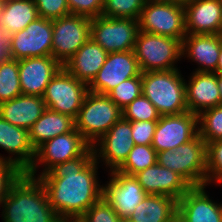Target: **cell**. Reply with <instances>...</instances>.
Wrapping results in <instances>:
<instances>
[{
    "label": "cell",
    "instance_id": "8fae6325",
    "mask_svg": "<svg viewBox=\"0 0 222 222\" xmlns=\"http://www.w3.org/2000/svg\"><path fill=\"white\" fill-rule=\"evenodd\" d=\"M52 35L53 20L36 18L25 29L7 37L9 58L52 56Z\"/></svg>",
    "mask_w": 222,
    "mask_h": 222
},
{
    "label": "cell",
    "instance_id": "277c9868",
    "mask_svg": "<svg viewBox=\"0 0 222 222\" xmlns=\"http://www.w3.org/2000/svg\"><path fill=\"white\" fill-rule=\"evenodd\" d=\"M157 163L178 173L192 187L207 185V143L199 134L174 150L157 153Z\"/></svg>",
    "mask_w": 222,
    "mask_h": 222
},
{
    "label": "cell",
    "instance_id": "ab89813d",
    "mask_svg": "<svg viewBox=\"0 0 222 222\" xmlns=\"http://www.w3.org/2000/svg\"><path fill=\"white\" fill-rule=\"evenodd\" d=\"M22 172L13 164L0 160V205L11 185L18 179Z\"/></svg>",
    "mask_w": 222,
    "mask_h": 222
},
{
    "label": "cell",
    "instance_id": "7bdbcfd3",
    "mask_svg": "<svg viewBox=\"0 0 222 222\" xmlns=\"http://www.w3.org/2000/svg\"><path fill=\"white\" fill-rule=\"evenodd\" d=\"M217 83L219 87L220 97H221V105H222V74H217Z\"/></svg>",
    "mask_w": 222,
    "mask_h": 222
},
{
    "label": "cell",
    "instance_id": "7c38bea8",
    "mask_svg": "<svg viewBox=\"0 0 222 222\" xmlns=\"http://www.w3.org/2000/svg\"><path fill=\"white\" fill-rule=\"evenodd\" d=\"M91 18L69 14L53 20L52 57L66 63L90 38Z\"/></svg>",
    "mask_w": 222,
    "mask_h": 222
},
{
    "label": "cell",
    "instance_id": "5b68a950",
    "mask_svg": "<svg viewBox=\"0 0 222 222\" xmlns=\"http://www.w3.org/2000/svg\"><path fill=\"white\" fill-rule=\"evenodd\" d=\"M122 117V110L107 96L88 92L78 112L75 129L92 146Z\"/></svg>",
    "mask_w": 222,
    "mask_h": 222
},
{
    "label": "cell",
    "instance_id": "2e32d148",
    "mask_svg": "<svg viewBox=\"0 0 222 222\" xmlns=\"http://www.w3.org/2000/svg\"><path fill=\"white\" fill-rule=\"evenodd\" d=\"M107 179L109 182L102 184L103 198L121 219L126 220L147 193L134 176L113 170L109 172Z\"/></svg>",
    "mask_w": 222,
    "mask_h": 222
},
{
    "label": "cell",
    "instance_id": "ee69618b",
    "mask_svg": "<svg viewBox=\"0 0 222 222\" xmlns=\"http://www.w3.org/2000/svg\"><path fill=\"white\" fill-rule=\"evenodd\" d=\"M61 222H82L80 219H66V220H61Z\"/></svg>",
    "mask_w": 222,
    "mask_h": 222
},
{
    "label": "cell",
    "instance_id": "60d3db41",
    "mask_svg": "<svg viewBox=\"0 0 222 222\" xmlns=\"http://www.w3.org/2000/svg\"><path fill=\"white\" fill-rule=\"evenodd\" d=\"M6 37L0 30V64L9 58L8 44L6 42Z\"/></svg>",
    "mask_w": 222,
    "mask_h": 222
},
{
    "label": "cell",
    "instance_id": "836d02e7",
    "mask_svg": "<svg viewBox=\"0 0 222 222\" xmlns=\"http://www.w3.org/2000/svg\"><path fill=\"white\" fill-rule=\"evenodd\" d=\"M122 117L128 121H158L160 114L153 103L142 94L122 110Z\"/></svg>",
    "mask_w": 222,
    "mask_h": 222
},
{
    "label": "cell",
    "instance_id": "6da1fadb",
    "mask_svg": "<svg viewBox=\"0 0 222 222\" xmlns=\"http://www.w3.org/2000/svg\"><path fill=\"white\" fill-rule=\"evenodd\" d=\"M99 167L91 146L82 156L57 164L38 177L61 220L79 219L103 196Z\"/></svg>",
    "mask_w": 222,
    "mask_h": 222
},
{
    "label": "cell",
    "instance_id": "f546056e",
    "mask_svg": "<svg viewBox=\"0 0 222 222\" xmlns=\"http://www.w3.org/2000/svg\"><path fill=\"white\" fill-rule=\"evenodd\" d=\"M21 94L18 60L8 58L0 64V104Z\"/></svg>",
    "mask_w": 222,
    "mask_h": 222
},
{
    "label": "cell",
    "instance_id": "ac0fdd59",
    "mask_svg": "<svg viewBox=\"0 0 222 222\" xmlns=\"http://www.w3.org/2000/svg\"><path fill=\"white\" fill-rule=\"evenodd\" d=\"M0 148L8 156L0 153V160L9 162L22 173H26L35 159V149L29 141V131L5 121L0 116Z\"/></svg>",
    "mask_w": 222,
    "mask_h": 222
},
{
    "label": "cell",
    "instance_id": "603a6c76",
    "mask_svg": "<svg viewBox=\"0 0 222 222\" xmlns=\"http://www.w3.org/2000/svg\"><path fill=\"white\" fill-rule=\"evenodd\" d=\"M147 194L167 195L177 201L192 187L178 173L156 163L134 176Z\"/></svg>",
    "mask_w": 222,
    "mask_h": 222
},
{
    "label": "cell",
    "instance_id": "d6a6232c",
    "mask_svg": "<svg viewBox=\"0 0 222 222\" xmlns=\"http://www.w3.org/2000/svg\"><path fill=\"white\" fill-rule=\"evenodd\" d=\"M142 95V80L141 77H132L113 88L107 96L123 110L135 98Z\"/></svg>",
    "mask_w": 222,
    "mask_h": 222
},
{
    "label": "cell",
    "instance_id": "5bb4252c",
    "mask_svg": "<svg viewBox=\"0 0 222 222\" xmlns=\"http://www.w3.org/2000/svg\"><path fill=\"white\" fill-rule=\"evenodd\" d=\"M199 134L198 115L189 111L160 116L154 133L152 147L157 153L174 150Z\"/></svg>",
    "mask_w": 222,
    "mask_h": 222
},
{
    "label": "cell",
    "instance_id": "74e56055",
    "mask_svg": "<svg viewBox=\"0 0 222 222\" xmlns=\"http://www.w3.org/2000/svg\"><path fill=\"white\" fill-rule=\"evenodd\" d=\"M71 14L95 18L102 15L104 0H67Z\"/></svg>",
    "mask_w": 222,
    "mask_h": 222
},
{
    "label": "cell",
    "instance_id": "9a60e30c",
    "mask_svg": "<svg viewBox=\"0 0 222 222\" xmlns=\"http://www.w3.org/2000/svg\"><path fill=\"white\" fill-rule=\"evenodd\" d=\"M141 70L134 51L108 53L98 74L88 84L92 93L107 95L119 83L132 77H141Z\"/></svg>",
    "mask_w": 222,
    "mask_h": 222
},
{
    "label": "cell",
    "instance_id": "d590c367",
    "mask_svg": "<svg viewBox=\"0 0 222 222\" xmlns=\"http://www.w3.org/2000/svg\"><path fill=\"white\" fill-rule=\"evenodd\" d=\"M82 222H123L112 208V206L103 198L95 202L80 218Z\"/></svg>",
    "mask_w": 222,
    "mask_h": 222
},
{
    "label": "cell",
    "instance_id": "f1b7e54d",
    "mask_svg": "<svg viewBox=\"0 0 222 222\" xmlns=\"http://www.w3.org/2000/svg\"><path fill=\"white\" fill-rule=\"evenodd\" d=\"M157 163V151L152 145H135L124 163L116 170L128 176H135Z\"/></svg>",
    "mask_w": 222,
    "mask_h": 222
},
{
    "label": "cell",
    "instance_id": "4fadbf2b",
    "mask_svg": "<svg viewBox=\"0 0 222 222\" xmlns=\"http://www.w3.org/2000/svg\"><path fill=\"white\" fill-rule=\"evenodd\" d=\"M131 131L130 121L121 117L107 133L92 145L94 159L102 164L100 166H106L104 170L108 169V173L117 170L135 146Z\"/></svg>",
    "mask_w": 222,
    "mask_h": 222
},
{
    "label": "cell",
    "instance_id": "83f0119b",
    "mask_svg": "<svg viewBox=\"0 0 222 222\" xmlns=\"http://www.w3.org/2000/svg\"><path fill=\"white\" fill-rule=\"evenodd\" d=\"M75 121L68 115L46 109L29 130V141L36 150L44 142L71 132Z\"/></svg>",
    "mask_w": 222,
    "mask_h": 222
},
{
    "label": "cell",
    "instance_id": "cb8c5ba5",
    "mask_svg": "<svg viewBox=\"0 0 222 222\" xmlns=\"http://www.w3.org/2000/svg\"><path fill=\"white\" fill-rule=\"evenodd\" d=\"M46 109L42 96L21 94L0 104V116L29 131Z\"/></svg>",
    "mask_w": 222,
    "mask_h": 222
},
{
    "label": "cell",
    "instance_id": "4dcf8cb0",
    "mask_svg": "<svg viewBox=\"0 0 222 222\" xmlns=\"http://www.w3.org/2000/svg\"><path fill=\"white\" fill-rule=\"evenodd\" d=\"M200 137L208 144L222 139V105L202 111L198 115Z\"/></svg>",
    "mask_w": 222,
    "mask_h": 222
},
{
    "label": "cell",
    "instance_id": "e0dca14e",
    "mask_svg": "<svg viewBox=\"0 0 222 222\" xmlns=\"http://www.w3.org/2000/svg\"><path fill=\"white\" fill-rule=\"evenodd\" d=\"M207 187H191L177 201L179 222H222V202L214 201Z\"/></svg>",
    "mask_w": 222,
    "mask_h": 222
},
{
    "label": "cell",
    "instance_id": "44dd1931",
    "mask_svg": "<svg viewBox=\"0 0 222 222\" xmlns=\"http://www.w3.org/2000/svg\"><path fill=\"white\" fill-rule=\"evenodd\" d=\"M221 42L222 34H186L182 40V58L196 63L193 71L215 72Z\"/></svg>",
    "mask_w": 222,
    "mask_h": 222
},
{
    "label": "cell",
    "instance_id": "e575fe53",
    "mask_svg": "<svg viewBox=\"0 0 222 222\" xmlns=\"http://www.w3.org/2000/svg\"><path fill=\"white\" fill-rule=\"evenodd\" d=\"M222 185V139L207 144V186Z\"/></svg>",
    "mask_w": 222,
    "mask_h": 222
},
{
    "label": "cell",
    "instance_id": "ffe728a7",
    "mask_svg": "<svg viewBox=\"0 0 222 222\" xmlns=\"http://www.w3.org/2000/svg\"><path fill=\"white\" fill-rule=\"evenodd\" d=\"M186 34H222V0H185Z\"/></svg>",
    "mask_w": 222,
    "mask_h": 222
},
{
    "label": "cell",
    "instance_id": "1f68e13d",
    "mask_svg": "<svg viewBox=\"0 0 222 222\" xmlns=\"http://www.w3.org/2000/svg\"><path fill=\"white\" fill-rule=\"evenodd\" d=\"M145 0H104L102 16L138 20Z\"/></svg>",
    "mask_w": 222,
    "mask_h": 222
},
{
    "label": "cell",
    "instance_id": "3957f363",
    "mask_svg": "<svg viewBox=\"0 0 222 222\" xmlns=\"http://www.w3.org/2000/svg\"><path fill=\"white\" fill-rule=\"evenodd\" d=\"M142 94L156 107L160 116L187 112L185 77L180 68L141 73Z\"/></svg>",
    "mask_w": 222,
    "mask_h": 222
},
{
    "label": "cell",
    "instance_id": "7a4b0ae2",
    "mask_svg": "<svg viewBox=\"0 0 222 222\" xmlns=\"http://www.w3.org/2000/svg\"><path fill=\"white\" fill-rule=\"evenodd\" d=\"M2 222H61L38 178L22 173L0 205Z\"/></svg>",
    "mask_w": 222,
    "mask_h": 222
},
{
    "label": "cell",
    "instance_id": "d4e9b609",
    "mask_svg": "<svg viewBox=\"0 0 222 222\" xmlns=\"http://www.w3.org/2000/svg\"><path fill=\"white\" fill-rule=\"evenodd\" d=\"M108 53L89 38L84 45L63 64V67L77 80L87 85L98 74Z\"/></svg>",
    "mask_w": 222,
    "mask_h": 222
},
{
    "label": "cell",
    "instance_id": "f35d334b",
    "mask_svg": "<svg viewBox=\"0 0 222 222\" xmlns=\"http://www.w3.org/2000/svg\"><path fill=\"white\" fill-rule=\"evenodd\" d=\"M135 145H152L157 121H130Z\"/></svg>",
    "mask_w": 222,
    "mask_h": 222
},
{
    "label": "cell",
    "instance_id": "9c48e42d",
    "mask_svg": "<svg viewBox=\"0 0 222 222\" xmlns=\"http://www.w3.org/2000/svg\"><path fill=\"white\" fill-rule=\"evenodd\" d=\"M88 92L86 83L62 67L46 86L42 97L47 109L75 120Z\"/></svg>",
    "mask_w": 222,
    "mask_h": 222
},
{
    "label": "cell",
    "instance_id": "ba28073f",
    "mask_svg": "<svg viewBox=\"0 0 222 222\" xmlns=\"http://www.w3.org/2000/svg\"><path fill=\"white\" fill-rule=\"evenodd\" d=\"M90 147L91 145L74 128L71 132L58 135L40 145L35 150L34 162L26 174L38 178L53 166L82 156ZM40 168L41 172L38 171Z\"/></svg>",
    "mask_w": 222,
    "mask_h": 222
},
{
    "label": "cell",
    "instance_id": "30bf717a",
    "mask_svg": "<svg viewBox=\"0 0 222 222\" xmlns=\"http://www.w3.org/2000/svg\"><path fill=\"white\" fill-rule=\"evenodd\" d=\"M138 33V20L132 18H91L90 38L107 53L133 50Z\"/></svg>",
    "mask_w": 222,
    "mask_h": 222
},
{
    "label": "cell",
    "instance_id": "52a82bcc",
    "mask_svg": "<svg viewBox=\"0 0 222 222\" xmlns=\"http://www.w3.org/2000/svg\"><path fill=\"white\" fill-rule=\"evenodd\" d=\"M139 31L179 39L186 36L183 2L145 0L138 19Z\"/></svg>",
    "mask_w": 222,
    "mask_h": 222
},
{
    "label": "cell",
    "instance_id": "4316f807",
    "mask_svg": "<svg viewBox=\"0 0 222 222\" xmlns=\"http://www.w3.org/2000/svg\"><path fill=\"white\" fill-rule=\"evenodd\" d=\"M38 17L34 0H7L0 3V30L6 38L25 29Z\"/></svg>",
    "mask_w": 222,
    "mask_h": 222
},
{
    "label": "cell",
    "instance_id": "484cf974",
    "mask_svg": "<svg viewBox=\"0 0 222 222\" xmlns=\"http://www.w3.org/2000/svg\"><path fill=\"white\" fill-rule=\"evenodd\" d=\"M177 200L167 195L147 194L126 219L127 222H175Z\"/></svg>",
    "mask_w": 222,
    "mask_h": 222
},
{
    "label": "cell",
    "instance_id": "d6986e66",
    "mask_svg": "<svg viewBox=\"0 0 222 222\" xmlns=\"http://www.w3.org/2000/svg\"><path fill=\"white\" fill-rule=\"evenodd\" d=\"M62 67L52 56L18 60L22 94L43 96L46 86Z\"/></svg>",
    "mask_w": 222,
    "mask_h": 222
},
{
    "label": "cell",
    "instance_id": "8d00e7d4",
    "mask_svg": "<svg viewBox=\"0 0 222 222\" xmlns=\"http://www.w3.org/2000/svg\"><path fill=\"white\" fill-rule=\"evenodd\" d=\"M38 16L55 20L71 14L67 0H34Z\"/></svg>",
    "mask_w": 222,
    "mask_h": 222
},
{
    "label": "cell",
    "instance_id": "7402d4cb",
    "mask_svg": "<svg viewBox=\"0 0 222 222\" xmlns=\"http://www.w3.org/2000/svg\"><path fill=\"white\" fill-rule=\"evenodd\" d=\"M188 79H185V93L189 112L199 115L206 109L221 105L217 73L192 71Z\"/></svg>",
    "mask_w": 222,
    "mask_h": 222
},
{
    "label": "cell",
    "instance_id": "8992f818",
    "mask_svg": "<svg viewBox=\"0 0 222 222\" xmlns=\"http://www.w3.org/2000/svg\"><path fill=\"white\" fill-rule=\"evenodd\" d=\"M181 50L179 39L143 31H139L133 49L141 72L179 69Z\"/></svg>",
    "mask_w": 222,
    "mask_h": 222
},
{
    "label": "cell",
    "instance_id": "b9f144b4",
    "mask_svg": "<svg viewBox=\"0 0 222 222\" xmlns=\"http://www.w3.org/2000/svg\"><path fill=\"white\" fill-rule=\"evenodd\" d=\"M215 73L222 74V42H221L220 53H219V61H218L217 69Z\"/></svg>",
    "mask_w": 222,
    "mask_h": 222
}]
</instances>
